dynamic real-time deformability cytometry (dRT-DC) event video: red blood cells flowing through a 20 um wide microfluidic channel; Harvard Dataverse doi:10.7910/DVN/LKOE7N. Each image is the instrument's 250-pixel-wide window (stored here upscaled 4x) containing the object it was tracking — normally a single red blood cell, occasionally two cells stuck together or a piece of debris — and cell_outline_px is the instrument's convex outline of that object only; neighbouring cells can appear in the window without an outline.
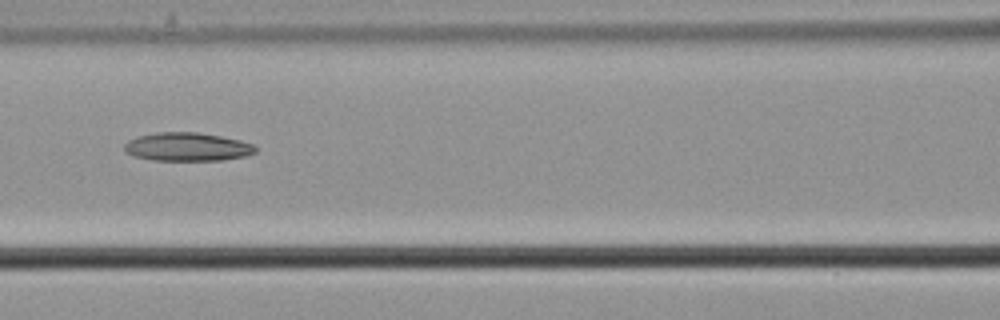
{"species": "common noctule bat (a hibernating species)", "species_latin": "Nyctalus noctula", "temperature_condition": "cold", "stored_images_in_passage": 5, "camera_frame_rate_fps": 3000, "um_per_image_px": 0.085, "animal": {"sex": "male", "body_mass_g": 21.5, "forearm_length_mm": 52.0}, "frame": {"image": 1, "passage_image": 3, "time_ms": 0.667, "image_size_px": [1000, 320], "cell_outline_px": [[256, 152], [244, 156], [224, 160], [152, 160], [132, 156], [124, 152], [124, 144], [128, 140], [140, 136], [156, 132], [196, 132], [220, 136], [240, 140], [252, 144], [256, 148]], "centroid_in_image_um": [15.88, 12.48], "position_along_channel_um": 150.7, "area_um2": 21.73}}
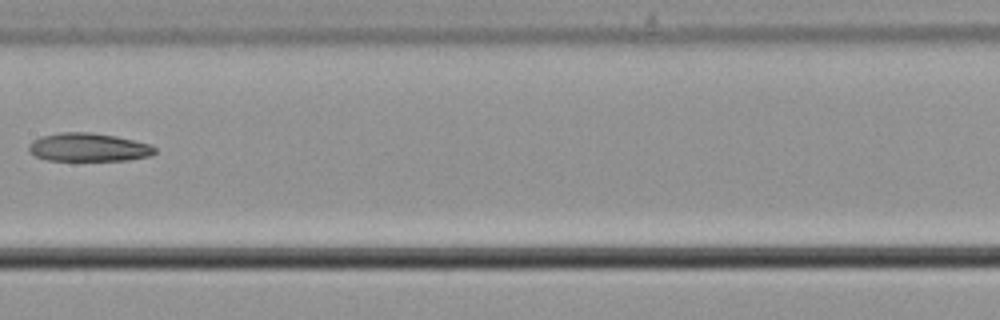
{"frame": {"image": 2, "passage_image": 4, "time_ms": 1.0, "image_size_px": [1000, 320], "cell_outline_px": [[156, 152], [148, 156], [128, 160], [48, 160], [36, 156], [28, 152], [28, 144], [32, 140], [40, 136], [60, 132], [92, 132], [116, 136], [148, 144], [156, 148]], "centroid_in_image_um": [7.46, 12.51], "position_along_channel_um": 199.9, "area_um2": 20.81}}
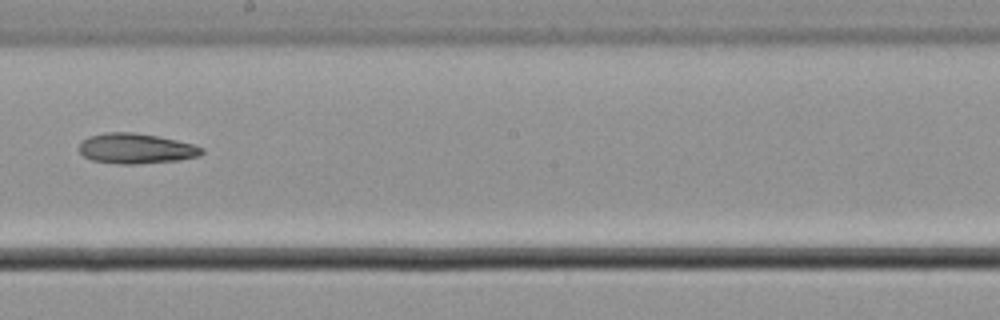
{"frame": {"image": 3, "passage_image": 5, "time_ms": 1.333, "image_size_px": [1000, 320], "cell_outline_px": [[204, 152], [200, 156], [180, 160], [136, 164], [120, 164], [92, 160], [84, 156], [80, 152], [80, 144], [88, 136], [104, 132], [136, 132], [160, 136], [192, 144], [204, 148]], "centroid_in_image_um": [11.59, 12.62], "position_along_channel_um": 236.6, "area_um2": 21.73}}